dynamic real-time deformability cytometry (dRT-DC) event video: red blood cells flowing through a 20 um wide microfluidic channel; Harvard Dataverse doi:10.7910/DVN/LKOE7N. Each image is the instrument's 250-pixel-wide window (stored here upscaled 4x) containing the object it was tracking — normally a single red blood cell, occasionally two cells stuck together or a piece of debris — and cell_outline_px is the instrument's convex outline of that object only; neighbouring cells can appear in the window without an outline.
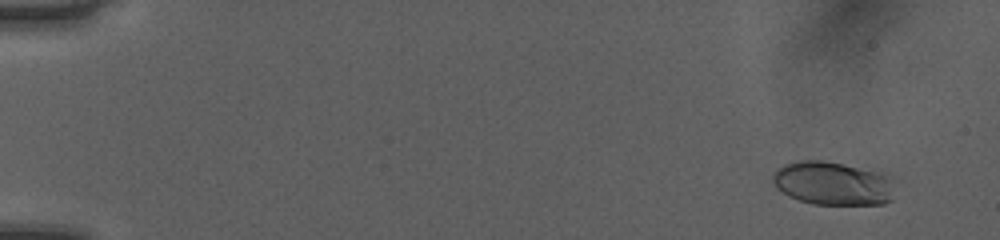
{"species": "human", "species_latin": "Homo sapiens", "temperature_condition": "room temperature", "stored_images_in_passage": 52, "camera_frame_rate_fps": 3000, "um_per_image_px": 0.085, "donor": {"sex": "female"}, "frame": {"image": 1, "passage_image": 4, "time_ms": 1.0, "image_size_px": [1000, 240], "cell_outline_px": [[892, 200], [884, 204], [812, 204], [788, 196], [772, 180], [772, 176], [776, 168], [784, 164], [800, 160], [820, 160], [884, 172], [892, 176]], "centroid_in_image_um": [70.82, 15.58], "position_along_channel_um": 14.2, "area_um2": 30.98}}
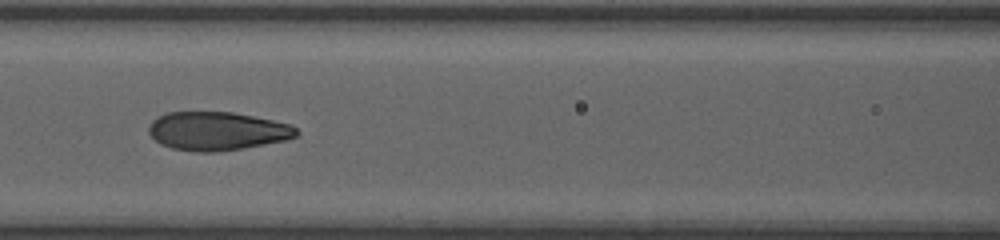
{"frame": {"image": 2, "passage_image": 25, "time_ms": 8.0, "image_size_px": [1000, 240], "cell_outline_px": [[300, 132], [296, 136], [284, 140], [244, 148], [216, 152], [196, 152], [172, 148], [160, 144], [148, 132], [148, 124], [152, 120], [164, 112], [232, 112], [292, 124]], "centroid_in_image_um": [18.43, 11.14], "position_along_channel_um": 148.2, "area_um2": 33.23}}
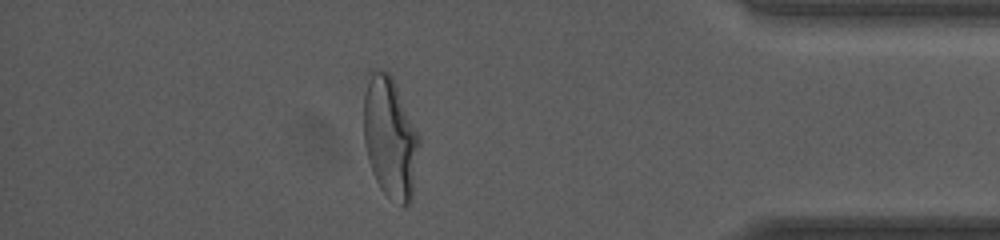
{"frame": {"image": 3, "passage_image": 46, "time_ms": 15.0, "image_size_px": [1000, 240], "cell_outline_px": [[420, 144], [412, 200], [404, 208], [388, 196], [380, 188], [372, 172], [368, 160], [364, 144], [364, 96], [368, 72], [388, 72], [392, 76], [396, 84], [420, 136]], "centroid_in_image_um": [33.17, 11.73], "position_along_channel_um": 402.0, "area_um2": 39.42}, "authors_computed_cell_mechanics": {"area_um2": 33.4662, "velocity_mm_per_s": 4.0693, "shape_relaxation_time_tau1_ms": 3.9243, "shape_relaxation_time_tau2_ms": 0.7922, "deformation_change_tau1": 0.1932, "deformation_change_tau2": 0.0744}}